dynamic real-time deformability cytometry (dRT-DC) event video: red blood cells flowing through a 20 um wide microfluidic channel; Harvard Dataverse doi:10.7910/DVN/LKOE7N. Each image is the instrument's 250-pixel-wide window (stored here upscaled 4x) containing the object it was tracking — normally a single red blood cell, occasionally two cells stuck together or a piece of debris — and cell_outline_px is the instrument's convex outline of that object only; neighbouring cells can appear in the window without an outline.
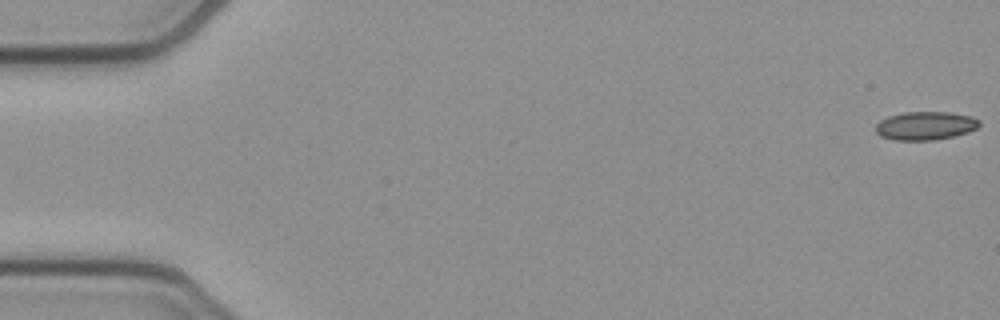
{"species": "common noctule bat (a hibernating species)", "species_latin": "Nyctalus noctula", "temperature_condition": "cold", "stored_images_in_passage": 53, "camera_frame_rate_fps": 3000, "um_per_image_px": 0.085, "animal": {"sex": "female", "body_mass_g": 21.9}, "frame": {"image": 1, "passage_image": 1, "time_ms": 0.0, "image_size_px": [1000, 320], "cell_outline_px": [[980, 124], [976, 128], [968, 132], [952, 136], [932, 140], [892, 140], [880, 136], [876, 132], [876, 124], [880, 120], [888, 116], [904, 112], [948, 112], [972, 116], [980, 120]], "centroid_in_image_um": [78.64, 10.68], "position_along_channel_um": 6.4, "area_um2": 17.17}}
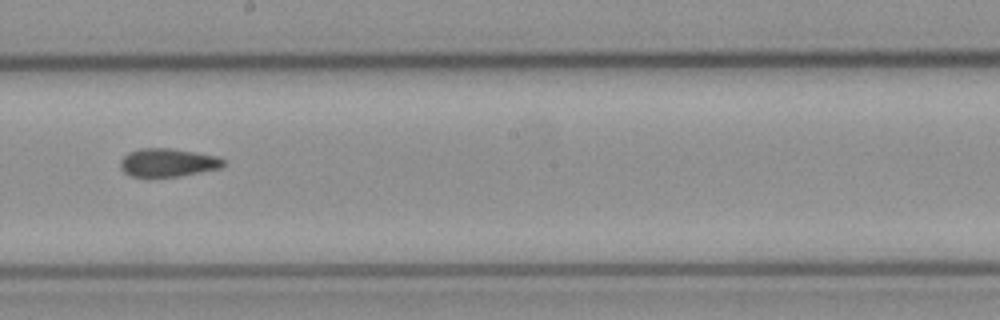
{"frame": {"image": 2, "passage_image": 30, "time_ms": 9.667, "image_size_px": [1000, 320], "cell_outline_px": [[224, 164], [220, 168], [180, 176], [148, 180], [132, 176], [124, 172], [120, 168], [120, 160], [128, 152], [140, 148], [172, 148], [196, 152], [216, 156], [224, 160]], "centroid_in_image_um": [14.19, 13.85], "position_along_channel_um": 234.0, "area_um2": 17.57}}
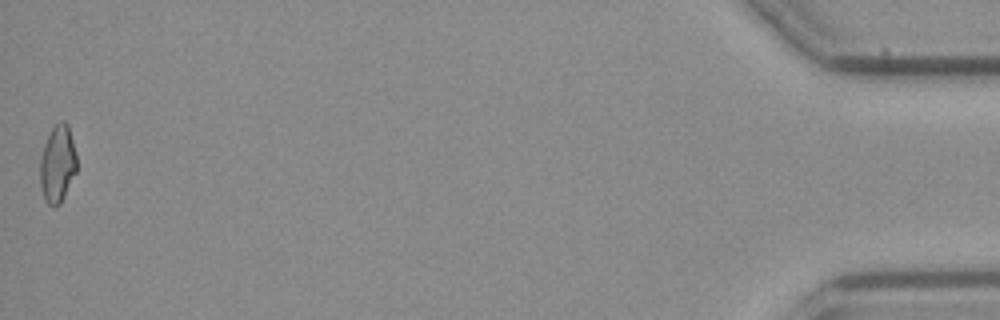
{"frame": {"image": 3, "passage_image": 53, "time_ms": 17.333, "image_size_px": [1000, 320], "cell_outline_px": [[76, 172], [60, 204], [56, 208], [48, 204], [44, 200], [40, 184], [40, 156], [44, 144], [52, 128], [60, 120], [64, 120], [68, 124], [76, 152]], "centroid_in_image_um": [4.88, 13.94], "position_along_channel_um": 430.3, "area_um2": 16.65}, "authors_computed_cell_mechanics": {"area_um2": 17.2822, "velocity_mm_per_s": 3.898, "shape_relaxation_time_tau1_ms": null, "shape_relaxation_time_tau2_ms": 3.872, "deformation_change_tau1": null, "deformation_change_tau2": 0.1118}}